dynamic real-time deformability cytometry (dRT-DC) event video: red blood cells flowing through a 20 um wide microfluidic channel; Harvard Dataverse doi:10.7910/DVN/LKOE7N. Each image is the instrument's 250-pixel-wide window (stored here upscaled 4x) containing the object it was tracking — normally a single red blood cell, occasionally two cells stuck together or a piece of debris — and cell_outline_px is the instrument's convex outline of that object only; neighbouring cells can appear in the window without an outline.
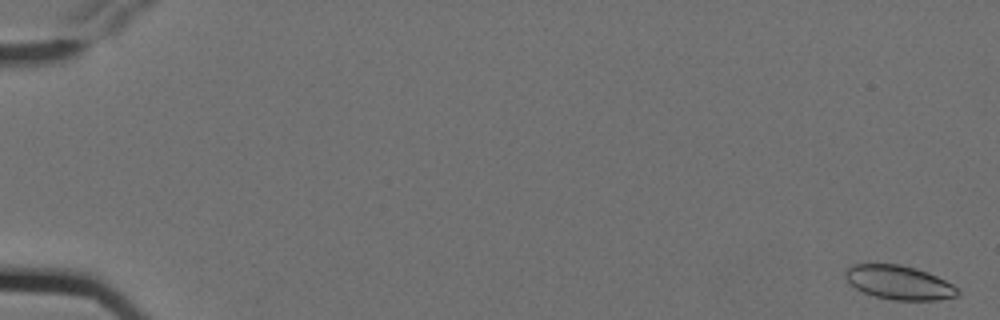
{"species": "Egyptian fruit bat (a non-hibernating species)", "species_latin": "Rousettus aegyptiacus", "temperature_condition": "cold", "stored_images_in_passage": 5, "camera_frame_rate_fps": 3000, "um_per_image_px": 0.085, "animal": {"sex": "female"}, "frame": {"image": 1, "passage_image": 1, "time_ms": 0.0, "image_size_px": [1000, 320], "cell_outline_px": [[960, 292], [956, 296], [940, 300], [892, 300], [876, 296], [864, 292], [856, 288], [844, 276], [844, 272], [848, 264], [900, 264], [916, 268], [928, 272], [960, 288]], "centroid_in_image_um": [76.43, 24.0], "position_along_channel_um": 8.6, "area_um2": 22.31}}
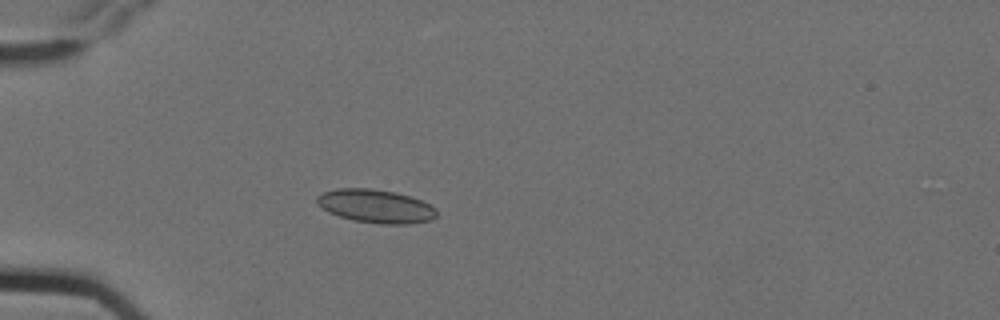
{"frame": {"image": 2, "passage_image": 5, "time_ms": 1.333, "image_size_px": [1000, 320], "cell_outline_px": [[436, 216], [432, 220], [408, 224], [380, 224], [352, 220], [328, 212], [316, 200], [316, 196], [324, 192], [336, 188], [372, 188], [396, 192], [420, 200], [436, 208]], "centroid_in_image_um": [31.95, 17.52], "position_along_channel_um": 53.1, "area_um2": 23.24}}